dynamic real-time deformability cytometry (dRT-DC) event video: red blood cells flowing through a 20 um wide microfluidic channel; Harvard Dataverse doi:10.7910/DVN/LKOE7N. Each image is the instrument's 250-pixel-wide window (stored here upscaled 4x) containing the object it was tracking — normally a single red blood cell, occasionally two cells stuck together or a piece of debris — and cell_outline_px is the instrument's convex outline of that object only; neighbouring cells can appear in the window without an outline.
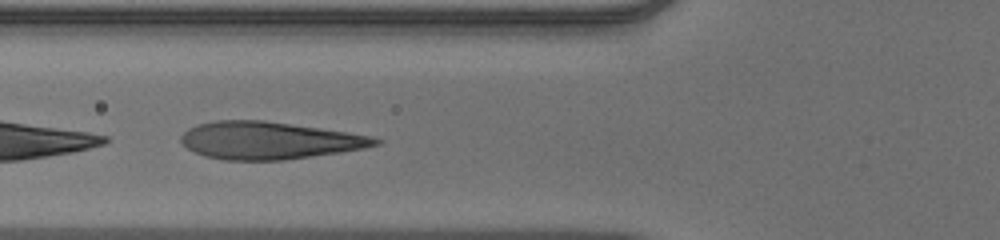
{"species": "human", "species_latin": "Homo sapiens", "temperature_condition": "warm", "stored_images_in_passage": 21, "camera_frame_rate_fps": 3000, "um_per_image_px": 0.085, "donor": {"sex": "male"}, "frame": {"image": 1, "passage_image": 11, "time_ms": 3.333, "image_size_px": [1000, 240], "cell_outline_px": [[384, 140], [380, 144], [364, 148], [340, 152], [284, 160], [224, 160], [204, 156], [188, 148], [180, 140], [180, 136], [188, 128], [196, 124], [216, 120], [264, 120], [348, 132], [372, 136]], "centroid_in_image_um": [22.87, 11.93], "position_along_channel_um": 102.9, "area_um2": 42.37}}
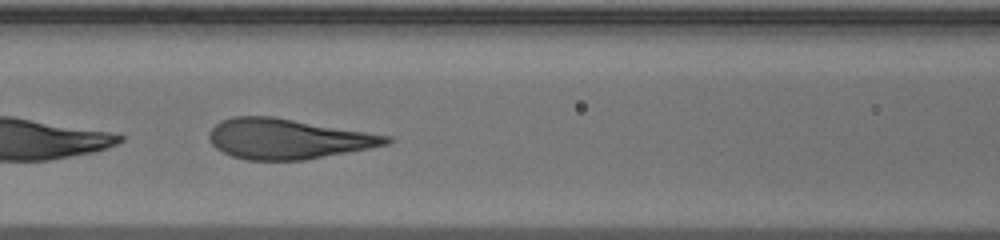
{"frame": {"image": 2, "passage_image": 14, "time_ms": 4.333, "image_size_px": [1000, 240], "cell_outline_px": [[392, 140], [388, 144], [368, 148], [304, 160], [244, 160], [232, 156], [216, 148], [212, 144], [208, 136], [208, 132], [220, 120], [232, 116], [272, 116], [392, 136]], "centroid_in_image_um": [24.42, 11.79], "position_along_channel_um": 142.2, "area_um2": 41.38}}
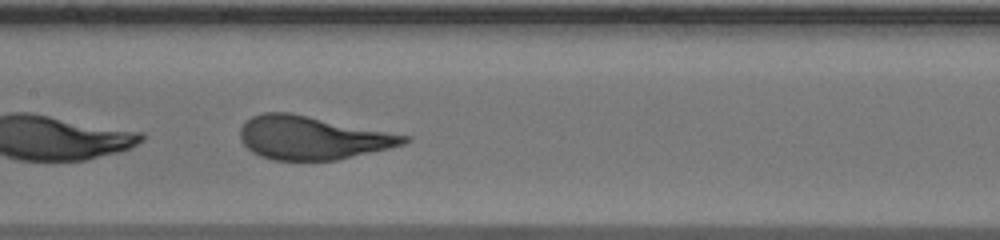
{"frame": {"image": 3, "passage_image": 17, "time_ms": 5.333, "image_size_px": [1000, 240], "cell_outline_px": [[412, 140], [404, 144], [388, 148], [336, 160], [272, 160], [260, 156], [252, 152], [240, 140], [240, 128], [252, 116], [264, 112], [288, 112], [412, 136]], "centroid_in_image_um": [26.55, 11.71], "position_along_channel_um": 180.9, "area_um2": 41.21}}